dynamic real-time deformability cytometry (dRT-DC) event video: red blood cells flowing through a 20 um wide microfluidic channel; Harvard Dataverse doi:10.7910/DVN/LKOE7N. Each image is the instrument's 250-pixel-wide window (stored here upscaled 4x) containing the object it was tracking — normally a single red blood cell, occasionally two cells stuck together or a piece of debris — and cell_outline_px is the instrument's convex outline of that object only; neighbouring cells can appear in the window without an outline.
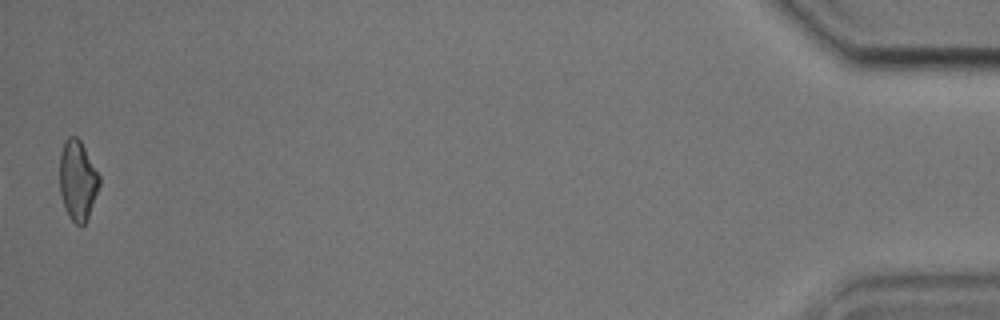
{"species": "common noctule bat (a hibernating species)", "species_latin": "Nyctalus noctula", "temperature_condition": "cold", "stored_images_in_passage": 39, "camera_frame_rate_fps": 3000, "um_per_image_px": 0.085, "animal": {"sex": "male", "body_mass_g": 17.9, "forearm_length_mm": 54.2}, "frame": {"image": 1, "passage_image": 39, "time_ms": 12.667, "image_size_px": [1000, 320], "cell_outline_px": [[100, 184], [88, 216], [84, 224], [80, 228], [68, 216], [64, 208], [60, 192], [60, 152], [64, 140], [68, 136], [76, 136], [80, 140], [100, 176]], "centroid_in_image_um": [6.58, 15.33], "position_along_channel_um": 428.6, "area_um2": 18.5}, "authors_computed_cell_mechanics": {"area_um2": 18.9584, "velocity_mm_per_s": 3.8087, "shape_relaxation_time_tau1_ms": 5.9278, "shape_relaxation_time_tau2_ms": 6.5431, "deformation_change_tau1": 0.1407, "deformation_change_tau2": 0.1614}}